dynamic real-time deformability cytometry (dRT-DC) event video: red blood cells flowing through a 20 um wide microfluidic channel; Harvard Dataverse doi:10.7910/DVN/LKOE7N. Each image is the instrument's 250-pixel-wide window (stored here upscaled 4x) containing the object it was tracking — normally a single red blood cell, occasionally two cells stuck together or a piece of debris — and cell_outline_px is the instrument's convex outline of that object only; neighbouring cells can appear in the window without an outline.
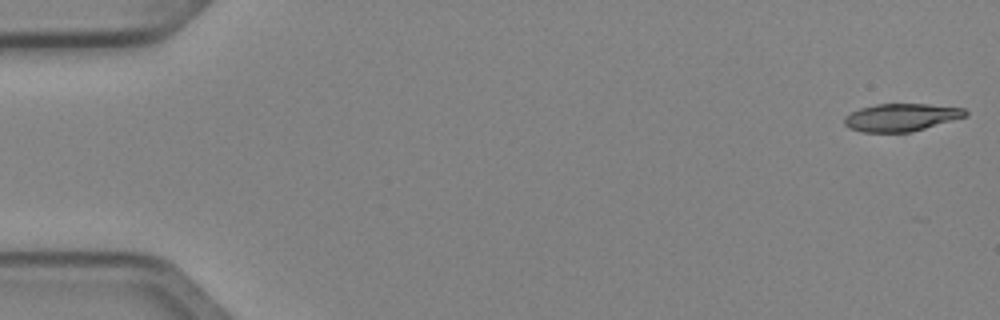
{"species": "Egyptian fruit bat (a non-hibernating species)", "species_latin": "Rousettus aegyptiacus", "temperature_condition": "cold", "stored_images_in_passage": 44, "camera_frame_rate_fps": 3000, "um_per_image_px": 0.085, "animal": {"sex": "female"}, "frame": {"image": 1, "passage_image": 1, "time_ms": 0.0, "image_size_px": [1000, 320], "cell_outline_px": [[968, 116], [912, 132], [860, 132], [848, 128], [844, 124], [844, 116], [860, 108], [876, 104], [928, 104], [964, 108], [968, 112]], "centroid_in_image_um": [76.6, 9.98], "position_along_channel_um": 8.4, "area_um2": 19.65}}
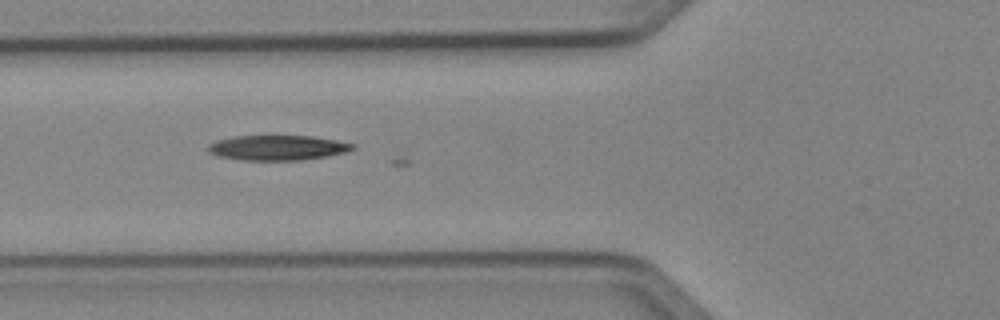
{"frame": {"image": 2, "passage_image": 19, "time_ms": 6.0, "image_size_px": [1000, 320], "cell_outline_px": [[356, 148], [344, 152], [328, 156], [300, 160], [244, 160], [220, 156], [208, 152], [208, 144], [216, 140], [232, 136], [312, 136], [336, 140], [356, 144]], "centroid_in_image_um": [23.6, 12.55], "position_along_channel_um": 102.2, "area_um2": 21.04}}
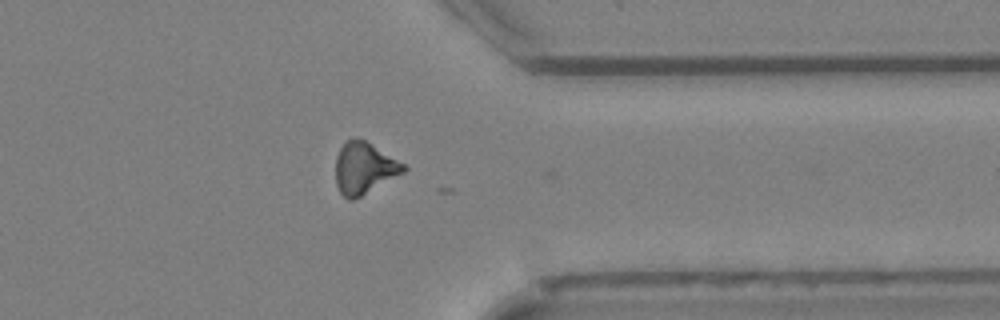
{"frame": {"image": 3, "passage_image": 40, "time_ms": 13.0, "image_size_px": [1000, 320], "cell_outline_px": [[408, 168], [404, 172], [360, 196], [352, 200], [348, 200], [340, 192], [336, 184], [336, 156], [340, 148], [352, 136], [364, 140], [372, 144], [404, 164]], "centroid_in_image_um": [30.93, 14.28], "position_along_channel_um": 380.5, "area_um2": 20.11}}